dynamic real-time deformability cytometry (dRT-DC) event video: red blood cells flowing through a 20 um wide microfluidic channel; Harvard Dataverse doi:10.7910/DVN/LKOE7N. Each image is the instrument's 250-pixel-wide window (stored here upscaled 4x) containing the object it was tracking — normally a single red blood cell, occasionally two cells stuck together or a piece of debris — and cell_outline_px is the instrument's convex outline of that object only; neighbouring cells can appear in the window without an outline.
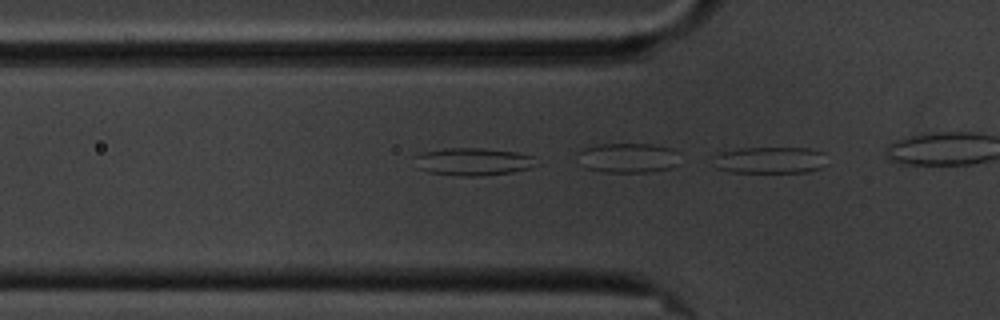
{"species": "common noctule bat (a hibernating species)", "species_latin": "Nyctalus noctula", "temperature_condition": "cold", "stored_images_in_passage": 15, "camera_frame_rate_fps": 3000, "um_per_image_px": 0.085, "animal": {"sex": "male", "body_mass_g": 20.1, "forearm_length_mm": 53.5}, "frame": {"image": 1, "passage_image": 15, "time_ms": 4.667, "image_size_px": [1000, 320], "cell_outline_px": [[828, 164], [820, 168], [808, 172], [732, 172], [716, 168], [712, 156], [720, 152], [740, 148], [808, 148], [824, 152]], "centroid_in_image_um": [65.47, 13.61], "position_along_channel_um": 60.3, "area_um2": 17.92}}